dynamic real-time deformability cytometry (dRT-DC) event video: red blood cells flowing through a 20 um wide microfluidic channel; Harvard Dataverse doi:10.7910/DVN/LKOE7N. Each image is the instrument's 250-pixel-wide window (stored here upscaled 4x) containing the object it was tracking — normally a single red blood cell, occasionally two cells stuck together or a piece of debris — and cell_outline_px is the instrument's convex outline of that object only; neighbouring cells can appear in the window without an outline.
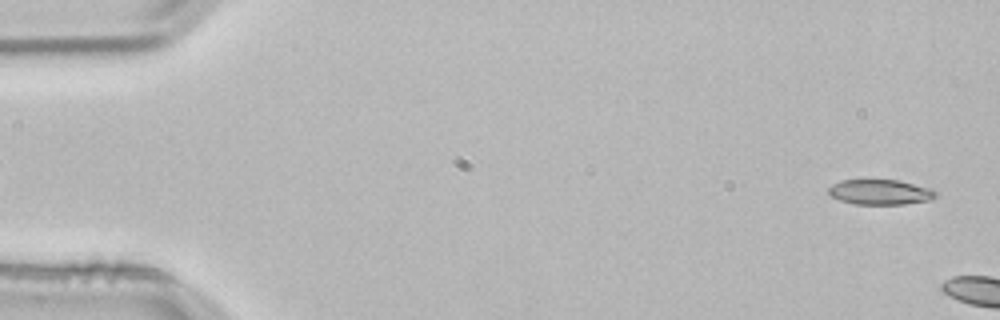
{"species": "common noctule bat (a hibernating species)", "species_latin": "Nyctalus noctula", "temperature_condition": "room temperature", "stored_images_in_passage": 7, "camera_frame_rate_fps": 3000, "um_per_image_px": 0.085, "animal": {"sex": "male", "body_mass_g": 21.5, "forearm_length_mm": 52.0}, "frame": {"image": 1, "passage_image": 3, "time_ms": 0.667, "image_size_px": [1000, 320], "cell_outline_px": [[936, 196], [928, 200], [904, 204], [856, 204], [840, 200], [832, 196], [828, 192], [828, 188], [832, 184], [840, 180], [900, 180], [932, 188], [936, 192]], "centroid_in_image_um": [74.82, 16.31], "position_along_channel_um": 10.2, "area_um2": 15.66}}